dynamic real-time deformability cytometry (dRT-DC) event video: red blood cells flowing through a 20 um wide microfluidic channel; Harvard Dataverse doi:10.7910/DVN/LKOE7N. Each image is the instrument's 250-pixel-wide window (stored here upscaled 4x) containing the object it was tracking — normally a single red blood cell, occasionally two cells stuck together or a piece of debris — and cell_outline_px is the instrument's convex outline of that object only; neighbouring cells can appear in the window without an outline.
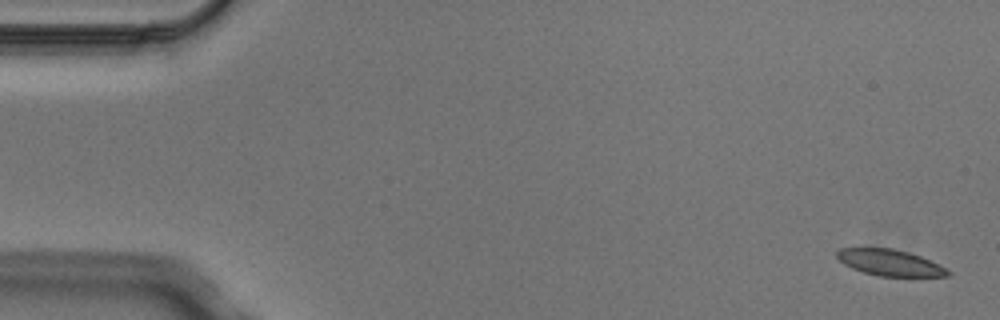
{"species": "Egyptian fruit bat (a non-hibernating species)", "species_latin": "Rousettus aegyptiacus", "temperature_condition": "cold", "stored_images_in_passage": 6, "camera_frame_rate_fps": 3000, "um_per_image_px": 0.085, "animal": {"sex": "male"}, "frame": {"image": 1, "passage_image": 1, "time_ms": 0.0, "image_size_px": [1000, 320], "cell_outline_px": [[952, 272], [948, 276], [880, 276], [864, 272], [852, 268], [844, 264], [836, 256], [836, 252], [840, 248], [892, 248], [908, 252], [920, 256]], "centroid_in_image_um": [75.6, 22.32], "position_along_channel_um": 9.4, "area_um2": 16.65}}
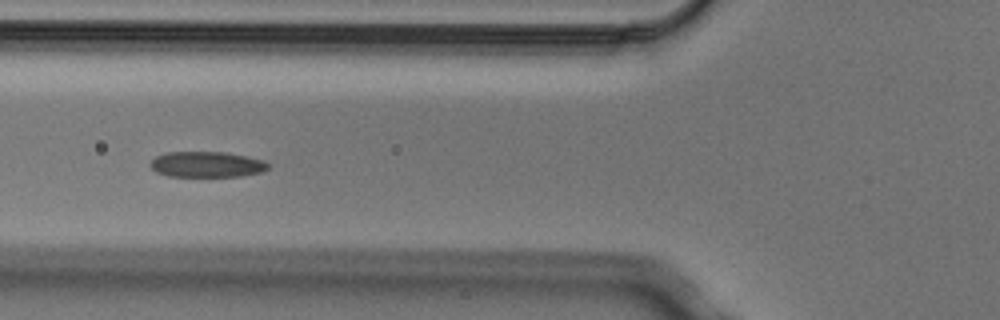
{"frame": {"image": 2, "passage_image": 5, "time_ms": 1.333, "image_size_px": [1000, 320], "cell_outline_px": [[268, 168], [264, 172], [240, 176], [168, 176], [156, 172], [148, 164], [156, 156], [168, 152], [224, 152], [264, 160], [268, 164]], "centroid_in_image_um": [17.56, 13.98], "position_along_channel_um": 108.2, "area_um2": 17.57}}
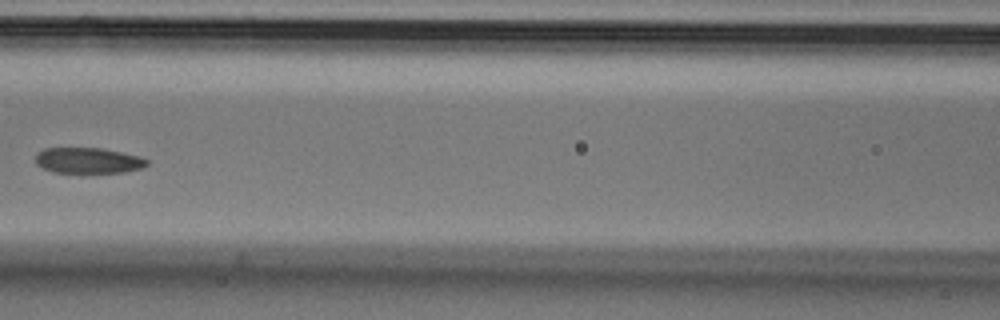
{"frame": {"image": 3, "passage_image": 6, "time_ms": 1.667, "image_size_px": [1000, 320], "cell_outline_px": [[148, 164], [140, 168], [124, 172], [52, 172], [36, 164], [36, 152], [44, 148], [100, 148], [140, 156], [148, 160]], "centroid_in_image_um": [7.47, 13.63], "position_along_channel_um": 159.1, "area_um2": 16.53}}